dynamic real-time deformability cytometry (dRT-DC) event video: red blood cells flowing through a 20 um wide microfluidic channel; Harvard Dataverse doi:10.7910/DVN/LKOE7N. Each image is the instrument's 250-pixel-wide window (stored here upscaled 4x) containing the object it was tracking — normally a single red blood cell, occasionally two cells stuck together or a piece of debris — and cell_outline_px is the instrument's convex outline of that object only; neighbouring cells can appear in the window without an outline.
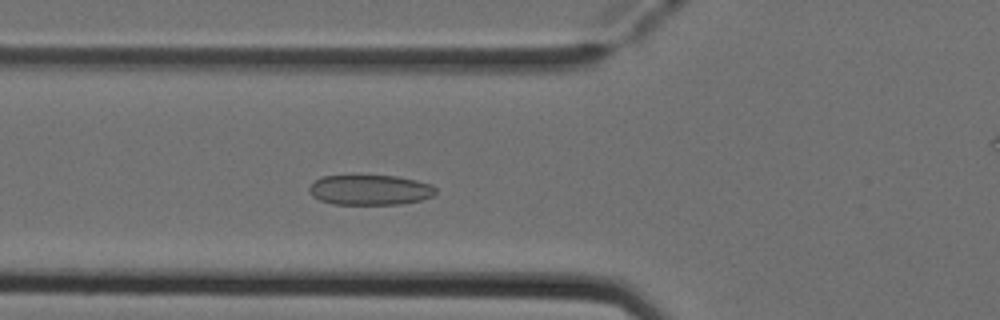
{"species": "Egyptian fruit bat (a non-hibernating species)", "species_latin": "Rousettus aegyptiacus", "temperature_condition": "cold", "stored_images_in_passage": 5, "camera_frame_rate_fps": 3000, "um_per_image_px": 0.085, "animal": {"sex": "female"}, "frame": {"image": 1, "passage_image": 4, "time_ms": 1.0, "image_size_px": [1000, 320], "cell_outline_px": [[436, 192], [432, 196], [420, 200], [400, 204], [332, 204], [320, 200], [312, 196], [308, 188], [320, 176], [396, 176], [416, 180], [432, 184], [436, 188]], "centroid_in_image_um": [31.45, 16.14], "position_along_channel_um": 94.3, "area_um2": 22.14}}